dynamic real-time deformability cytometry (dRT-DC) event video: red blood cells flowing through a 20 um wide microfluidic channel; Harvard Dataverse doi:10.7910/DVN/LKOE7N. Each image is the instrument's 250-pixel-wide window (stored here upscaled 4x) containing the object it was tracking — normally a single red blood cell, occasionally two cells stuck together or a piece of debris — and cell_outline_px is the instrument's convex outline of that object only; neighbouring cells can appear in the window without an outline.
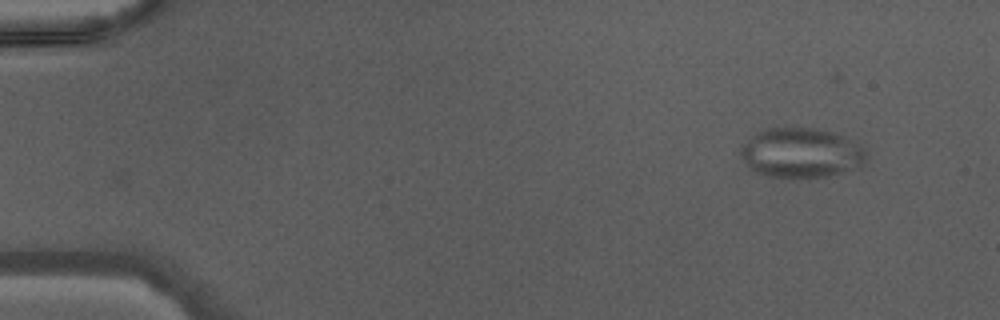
{"species": "Egyptian fruit bat (a non-hibernating species)", "species_latin": "Rousettus aegyptiacus", "temperature_condition": "warm", "stored_images_in_passage": 17, "camera_frame_rate_fps": 3000, "um_per_image_px": 0.085, "animal": {"sex": "male"}, "frame": {"image": 1, "passage_image": 1, "time_ms": 0.0, "image_size_px": [1000, 320], "cell_outline_px": [[868, 156], [864, 164], [856, 168], [824, 176], [768, 176], [756, 172], [744, 164], [740, 152], [740, 148], [760, 128], [796, 124], [816, 128], [832, 132], [844, 136], [864, 148]], "centroid_in_image_um": [68.06, 12.92], "position_along_channel_um": 16.9, "area_um2": 36.93}}